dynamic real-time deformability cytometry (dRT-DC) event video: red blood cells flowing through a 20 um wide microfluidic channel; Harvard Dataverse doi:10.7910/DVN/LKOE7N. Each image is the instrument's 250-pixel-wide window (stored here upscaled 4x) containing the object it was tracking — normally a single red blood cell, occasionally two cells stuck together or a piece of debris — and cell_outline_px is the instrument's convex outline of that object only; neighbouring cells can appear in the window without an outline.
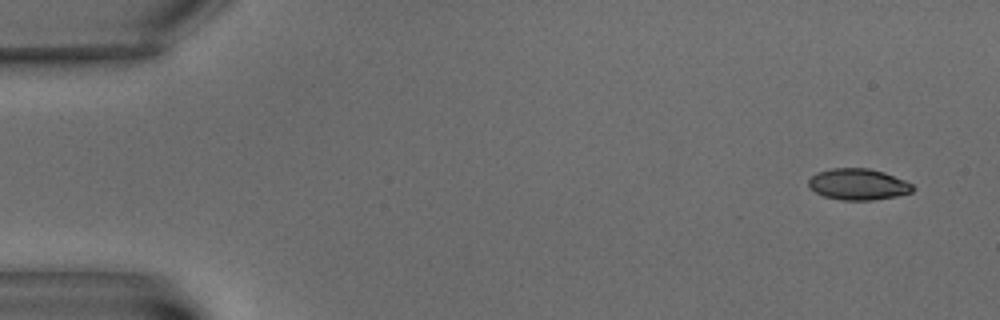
{"species": "common noctule bat (a hibernating species)", "species_latin": "Nyctalus noctula", "temperature_condition": "warm", "stored_images_in_passage": 5, "camera_frame_rate_fps": 3000, "um_per_image_px": 0.085, "animal": {"sex": "male", "body_mass_g": 15.6}, "frame": {"image": 1, "passage_image": 1, "time_ms": 0.0, "image_size_px": [1000, 320], "cell_outline_px": [[916, 188], [912, 192], [896, 196], [872, 200], [840, 200], [824, 196], [816, 192], [808, 184], [808, 180], [816, 172], [832, 168], [868, 168], [884, 172], [904, 180], [912, 184]], "centroid_in_image_um": [72.95, 15.66], "position_along_channel_um": 12.0, "area_um2": 18.96}}
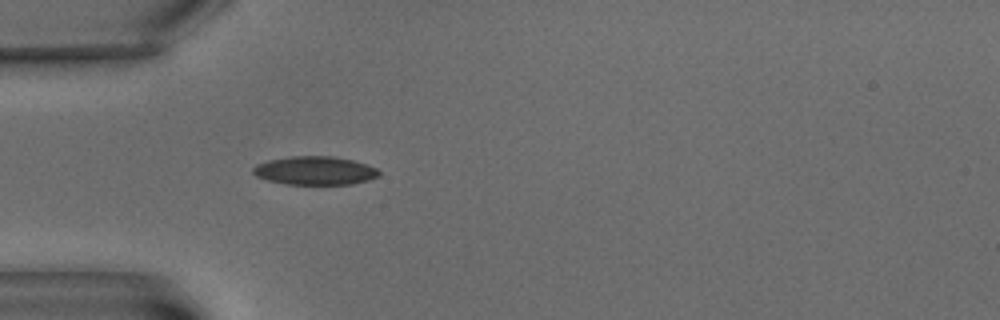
{"frame": {"image": 2, "passage_image": 5, "time_ms": 5.667, "image_size_px": [1000, 320], "cell_outline_px": [[380, 176], [368, 180], [352, 184], [288, 184], [268, 180], [256, 176], [252, 172], [252, 168], [256, 164], [268, 160], [292, 156], [332, 156], [352, 160], [376, 168], [380, 172]], "centroid_in_image_um": [26.76, 14.5], "position_along_channel_um": 58.2, "area_um2": 20.81}}